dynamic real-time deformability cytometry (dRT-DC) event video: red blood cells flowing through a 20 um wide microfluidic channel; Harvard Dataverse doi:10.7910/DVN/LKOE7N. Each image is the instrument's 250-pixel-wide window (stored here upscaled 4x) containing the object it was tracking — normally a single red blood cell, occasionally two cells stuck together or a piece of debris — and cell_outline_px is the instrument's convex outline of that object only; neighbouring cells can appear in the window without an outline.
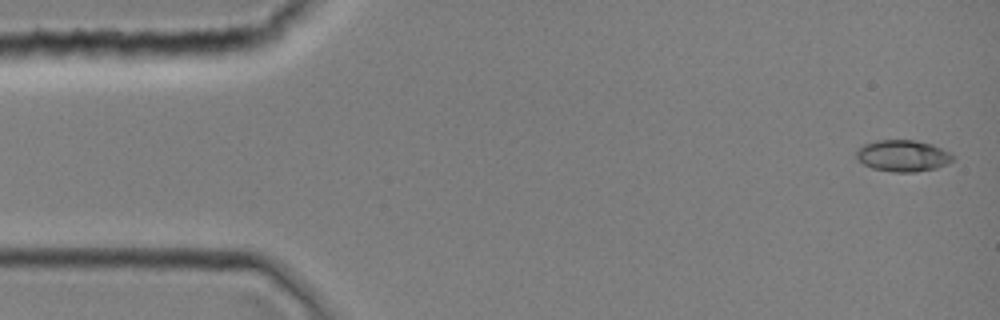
{"species": "common noctule bat (a hibernating species)", "species_latin": "Nyctalus noctula", "temperature_condition": "room temperature", "stored_images_in_passage": 2, "camera_frame_rate_fps": 3000, "um_per_image_px": 0.085, "animal": {"sex": "female", "body_mass_g": 19.0, "forearm_length_mm": 51.5}, "frame": {"image": 1, "passage_image": 1, "time_ms": 0.0, "image_size_px": [1000, 320], "cell_outline_px": [[956, 156], [948, 164], [936, 168], [916, 172], [892, 172], [872, 168], [864, 164], [856, 156], [856, 148], [864, 144], [876, 140], [916, 140], [932, 144]], "centroid_in_image_um": [76.74, 13.24], "position_along_channel_um": 8.3, "area_um2": 17.8}}